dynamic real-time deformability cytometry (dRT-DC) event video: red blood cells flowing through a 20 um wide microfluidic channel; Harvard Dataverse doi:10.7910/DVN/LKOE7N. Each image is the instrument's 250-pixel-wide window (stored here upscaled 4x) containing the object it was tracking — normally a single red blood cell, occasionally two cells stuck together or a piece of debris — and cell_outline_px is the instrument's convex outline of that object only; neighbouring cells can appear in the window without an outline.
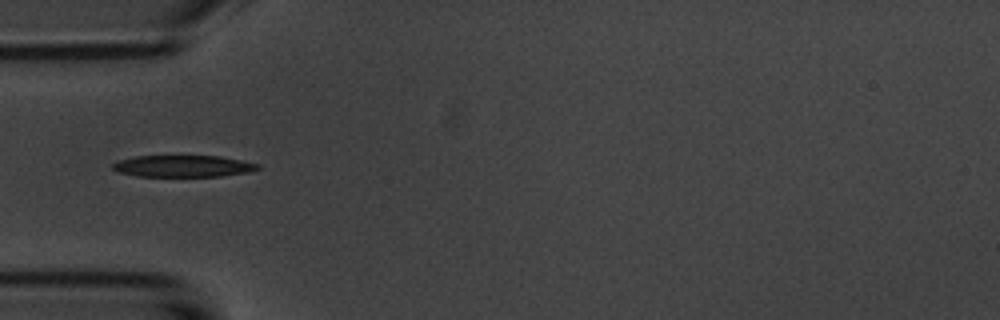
{"species": "common noctule bat (a hibernating species)", "species_latin": "Nyctalus noctula", "temperature_condition": "room temperature", "stored_images_in_passage": 1, "camera_frame_rate_fps": 3000, "um_per_image_px": 0.085, "animal": {"sex": "male", "body_mass_g": 20.1, "forearm_length_mm": 53.5}, "frame": {"image": 1, "passage_image": 1, "time_ms": 0.0, "image_size_px": [1000, 320], "cell_outline_px": [[260, 168], [248, 172], [220, 176], [136, 176], [120, 172], [112, 168], [112, 164], [116, 160], [132, 156], [220, 156], [260, 164]], "centroid_in_image_um": [15.53, 14.11], "position_along_channel_um": 69.5, "area_um2": 18.32}}